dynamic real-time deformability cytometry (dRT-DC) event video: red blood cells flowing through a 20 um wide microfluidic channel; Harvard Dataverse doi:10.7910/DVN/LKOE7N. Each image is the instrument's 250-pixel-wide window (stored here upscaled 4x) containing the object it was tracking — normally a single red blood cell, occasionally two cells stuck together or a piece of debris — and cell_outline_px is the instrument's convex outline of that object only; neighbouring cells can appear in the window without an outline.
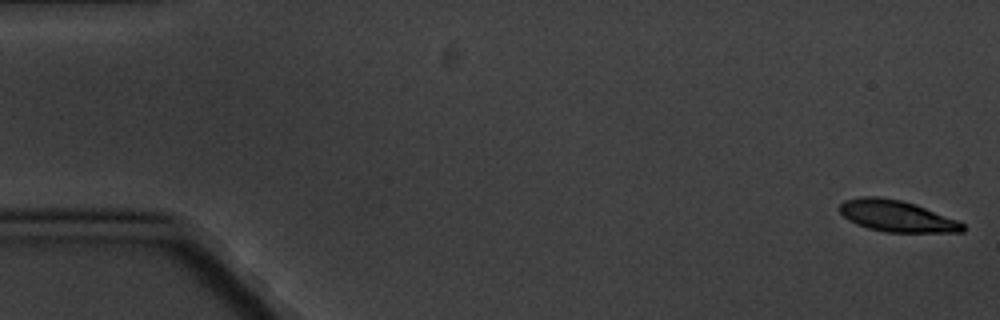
{"species": "common noctule bat (a hibernating species)", "species_latin": "Nyctalus noctula", "temperature_condition": "cold", "stored_images_in_passage": 7, "camera_frame_rate_fps": 3000, "um_per_image_px": 0.085, "animal": {"sex": "male", "body_mass_g": 20.1, "forearm_length_mm": 53.5}, "frame": {"image": 1, "passage_image": 1, "time_ms": 0.0, "image_size_px": [1000, 320], "cell_outline_px": [[964, 232], [884, 232], [868, 228], [856, 224], [844, 216], [840, 212], [840, 204], [844, 200], [860, 196], [880, 196], [900, 200], [916, 204], [956, 220], [964, 224]], "centroid_in_image_um": [76.19, 18.36], "position_along_channel_um": 8.8, "area_um2": 22.43}}
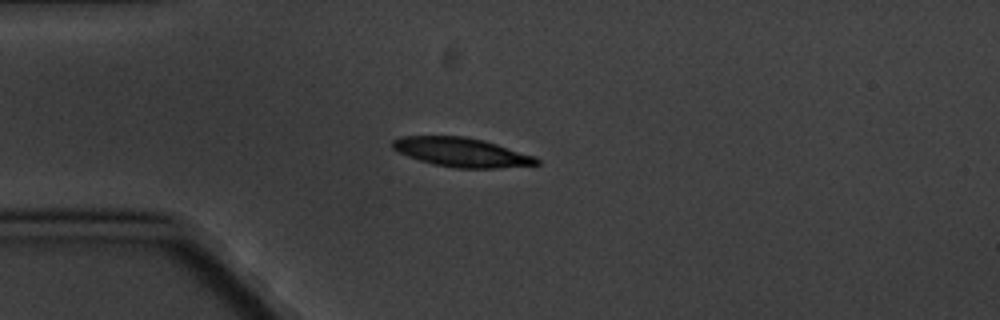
{"frame": {"image": 2, "passage_image": 5, "time_ms": 4.667, "image_size_px": [1000, 320], "cell_outline_px": [[540, 164], [496, 168], [456, 168], [432, 164], [408, 156], [392, 148], [392, 140], [400, 136], [464, 136], [484, 140], [536, 156], [540, 160]], "centroid_in_image_um": [39.25, 12.94], "position_along_channel_um": 45.8, "area_um2": 24.45}}